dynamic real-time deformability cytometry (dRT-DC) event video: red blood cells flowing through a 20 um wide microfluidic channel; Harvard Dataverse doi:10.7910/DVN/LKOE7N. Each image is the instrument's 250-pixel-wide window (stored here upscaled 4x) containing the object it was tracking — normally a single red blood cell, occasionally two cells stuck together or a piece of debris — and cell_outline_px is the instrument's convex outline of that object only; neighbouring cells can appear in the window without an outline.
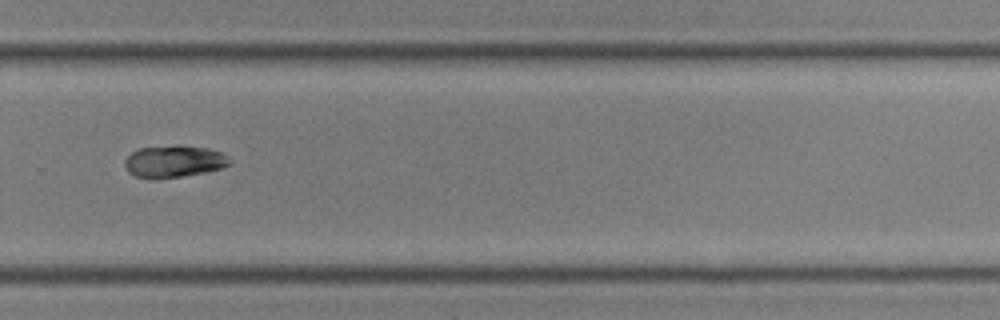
{"species": "common noctule bat (a hibernating species)", "species_latin": "Nyctalus noctula", "temperature_condition": "room temperature", "stored_images_in_passage": 40, "camera_frame_rate_fps": 3000, "um_per_image_px": 0.085, "animal": {"sex": "male", "body_mass_g": 19.0, "forearm_length_mm": 50.8}, "frame": {"image": 1, "passage_image": 29, "time_ms": 9.333, "image_size_px": [1000, 320], "cell_outline_px": [[232, 164], [220, 168], [204, 172], [180, 176], [152, 180], [136, 176], [128, 172], [124, 164], [124, 160], [132, 152], [140, 148], [180, 144], [208, 148], [220, 152], [228, 156], [232, 160]], "centroid_in_image_um": [14.79, 13.71], "position_along_channel_um": 315.0, "area_um2": 19.83}}